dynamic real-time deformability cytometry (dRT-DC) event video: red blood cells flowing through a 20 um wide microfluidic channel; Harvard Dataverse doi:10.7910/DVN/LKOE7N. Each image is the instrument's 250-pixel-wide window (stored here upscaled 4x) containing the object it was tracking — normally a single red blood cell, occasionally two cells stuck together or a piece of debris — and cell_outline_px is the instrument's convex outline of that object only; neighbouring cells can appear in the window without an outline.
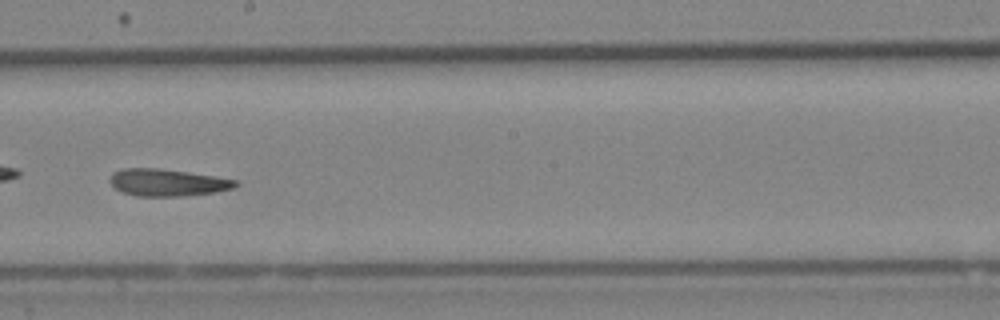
{"species": "Egyptian fruit bat (a non-hibernating species)", "species_latin": "Rousettus aegyptiacus", "temperature_condition": "cold", "stored_images_in_passage": 40, "camera_frame_rate_fps": 3000, "um_per_image_px": 0.085, "animal": {"sex": "female"}, "frame": {"image": 1, "passage_image": 18, "time_ms": 5.667, "image_size_px": [1000, 320], "cell_outline_px": [[240, 184], [232, 188], [212, 192], [184, 196], [136, 196], [124, 192], [116, 188], [108, 180], [108, 176], [112, 172], [124, 168], [156, 168], [188, 172], [240, 180]], "centroid_in_image_um": [14.22, 15.5], "position_along_channel_um": 234.0, "area_um2": 19.83}}
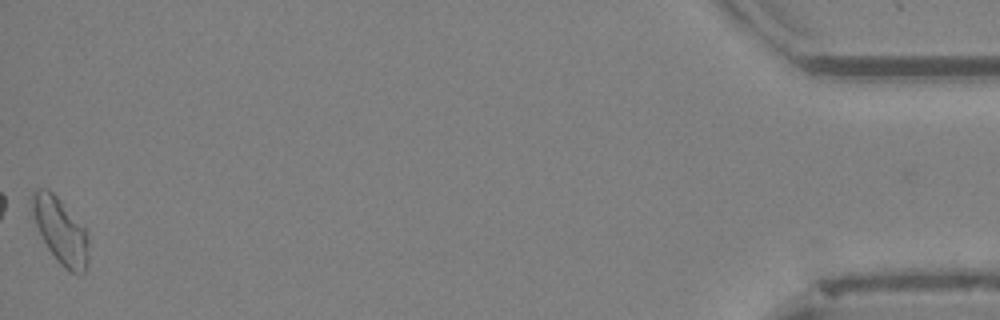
{"frame": {"image": 2, "passage_image": 40, "time_ms": 13.0, "image_size_px": [1000, 320], "cell_outline_px": [[88, 260], [84, 272], [80, 276], [68, 272], [56, 260], [48, 248], [32, 216], [32, 192], [36, 188], [48, 188], [60, 200], [84, 228], [88, 240]], "centroid_in_image_um": [5.14, 19.65], "position_along_channel_um": 430.1, "area_um2": 21.44}, "authors_computed_cell_mechanics": {"area_um2": 20.23, "velocity_mm_per_s": 3.9357, "shape_relaxation_time_tau1_ms": 7.989, "shape_relaxation_time_tau2_ms": 4.627, "deformation_change_tau1": 0.1767, "deformation_change_tau2": 0.1111}}